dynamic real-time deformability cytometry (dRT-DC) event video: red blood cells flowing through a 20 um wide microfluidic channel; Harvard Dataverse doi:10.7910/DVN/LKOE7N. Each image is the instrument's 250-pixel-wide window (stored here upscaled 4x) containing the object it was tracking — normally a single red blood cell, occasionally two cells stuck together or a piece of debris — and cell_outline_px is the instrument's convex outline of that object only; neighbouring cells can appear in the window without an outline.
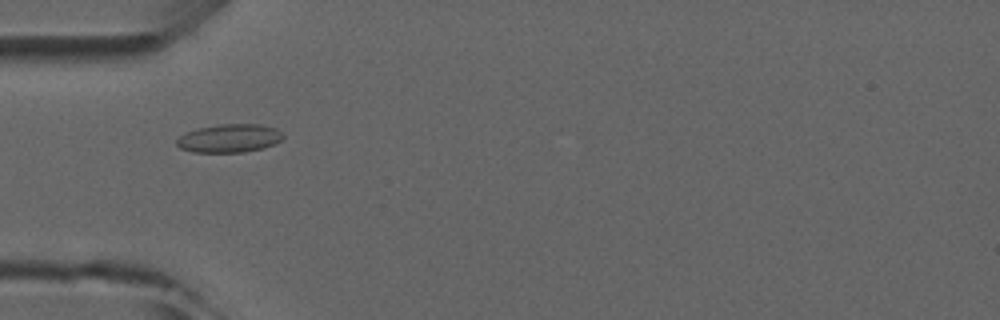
{"species": "common noctule bat (a hibernating species)", "species_latin": "Nyctalus noctula", "temperature_condition": "room temperature", "stored_images_in_passage": 7, "camera_frame_rate_fps": 3000, "um_per_image_px": 0.085, "animal": {"sex": "male", "forearm_length_mm": 52.5}, "frame": {"image": 1, "passage_image": 5, "time_ms": 4.667, "image_size_px": [1000, 320], "cell_outline_px": [[284, 136], [280, 140], [264, 148], [244, 152], [192, 152], [180, 148], [176, 144], [176, 140], [180, 136], [188, 132], [200, 128], [220, 124], [260, 124], [276, 128]], "centroid_in_image_um": [19.5, 11.76], "position_along_channel_um": 65.5, "area_um2": 17.4}}
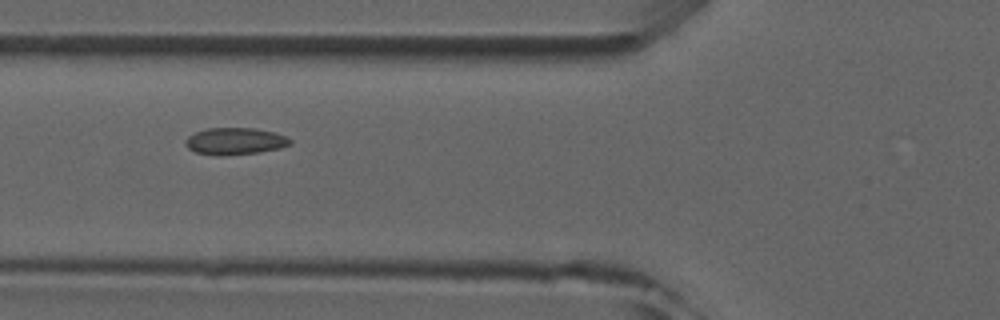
{"frame": {"image": 2, "passage_image": 6, "time_ms": 5.667, "image_size_px": [1000, 320], "cell_outline_px": [[292, 144], [280, 148], [260, 152], [196, 152], [188, 148], [184, 144], [184, 140], [188, 136], [196, 132], [208, 128], [256, 128], [276, 132], [292, 140]], "centroid_in_image_um": [20.03, 11.94], "position_along_channel_um": 105.8, "area_um2": 15.61}}
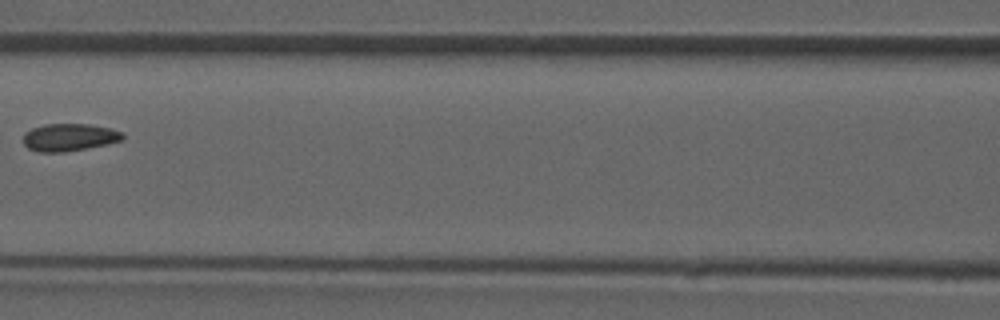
{"frame": {"image": 3, "passage_image": 7, "time_ms": 7.0, "image_size_px": [1000, 320], "cell_outline_px": [[124, 140], [108, 144], [88, 148], [64, 152], [40, 152], [28, 148], [24, 144], [24, 132], [32, 128], [44, 124], [88, 124], [112, 128], [124, 132]], "centroid_in_image_um": [5.93, 11.67], "position_along_channel_um": 160.7, "area_um2": 16.13}}